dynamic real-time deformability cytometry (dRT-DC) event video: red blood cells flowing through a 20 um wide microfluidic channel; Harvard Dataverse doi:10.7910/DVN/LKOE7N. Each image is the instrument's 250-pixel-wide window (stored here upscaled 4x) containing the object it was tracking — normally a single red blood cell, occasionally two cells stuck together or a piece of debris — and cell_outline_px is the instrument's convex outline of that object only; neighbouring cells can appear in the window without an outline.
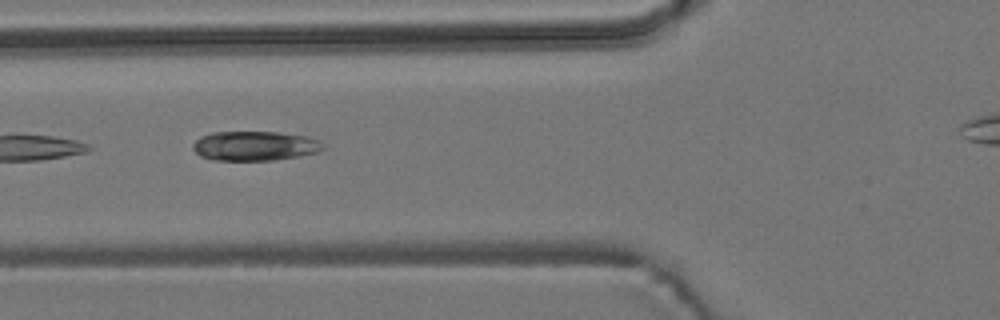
{"species": "common noctule bat (a hibernating species)", "species_latin": "Nyctalus noctula", "temperature_condition": "room temperature", "stored_images_in_passage": 10, "camera_frame_rate_fps": 3000, "um_per_image_px": 0.085, "animal": {"sex": "male", "body_mass_g": 19.2, "forearm_length_mm": 51.8}, "frame": {"image": 1, "passage_image": 6, "time_ms": 1.667, "image_size_px": [1000, 320], "cell_outline_px": [[324, 148], [316, 152], [300, 156], [276, 160], [212, 160], [200, 156], [192, 148], [192, 144], [200, 136], [212, 132], [280, 132], [308, 136], [320, 140], [324, 144]], "centroid_in_image_um": [21.66, 12.4], "position_along_channel_um": 104.1, "area_um2": 22.6}}
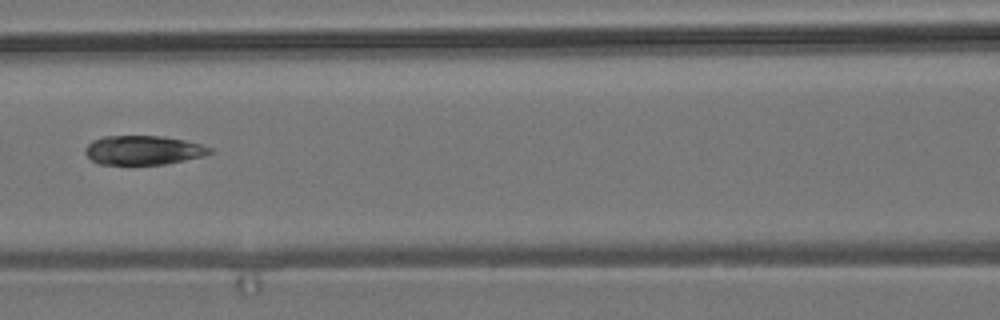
{"frame": {"image": 2, "passage_image": 7, "time_ms": 2.0, "image_size_px": [1000, 320], "cell_outline_px": [[212, 152], [204, 156], [164, 164], [100, 164], [92, 160], [84, 152], [84, 148], [92, 140], [104, 136], [160, 136], [184, 140], [200, 144], [212, 148]], "centroid_in_image_um": [12.16, 12.76], "position_along_channel_um": 154.4, "area_um2": 21.04}}
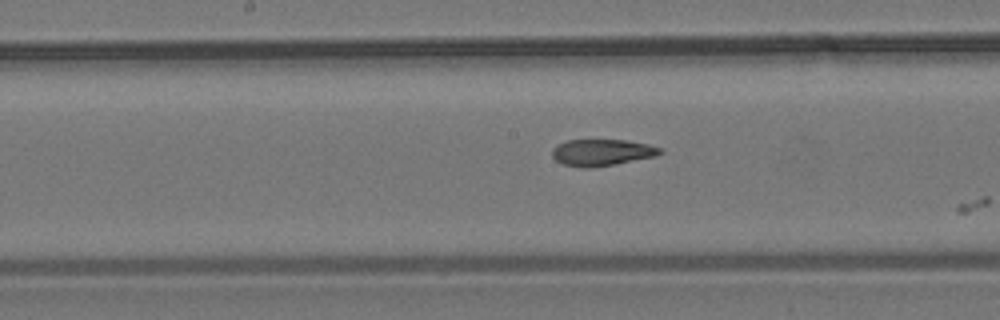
{"frame": {"image": 3, "passage_image": 9, "time_ms": 2.667, "image_size_px": [1000, 320], "cell_outline_px": [[664, 152], [656, 156], [616, 164], [592, 168], [580, 168], [564, 164], [556, 160], [552, 156], [552, 148], [568, 140], [628, 140], [648, 144], [660, 148]], "centroid_in_image_um": [51.18, 12.97], "position_along_channel_um": 197.0, "area_um2": 16.76}}